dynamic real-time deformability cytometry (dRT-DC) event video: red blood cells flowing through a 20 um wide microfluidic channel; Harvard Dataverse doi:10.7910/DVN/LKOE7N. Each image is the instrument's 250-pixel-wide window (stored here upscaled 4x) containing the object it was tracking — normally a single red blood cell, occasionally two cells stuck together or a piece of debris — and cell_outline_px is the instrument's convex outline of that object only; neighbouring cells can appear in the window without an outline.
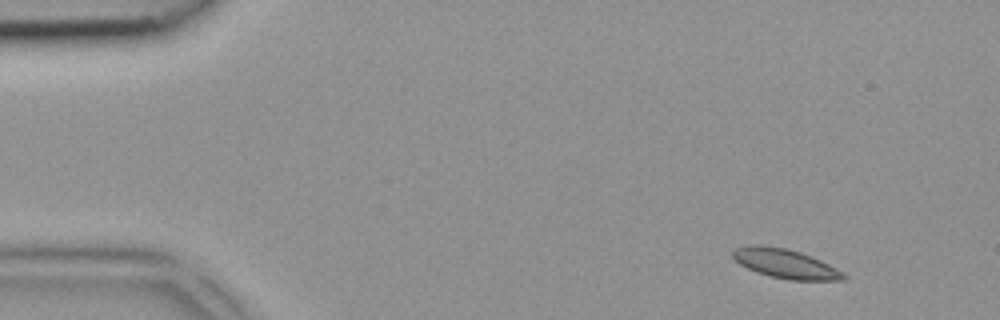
{"species": "common noctule bat (a hibernating species)", "species_latin": "Nyctalus noctula", "temperature_condition": "room temperature", "stored_images_in_passage": 4, "camera_frame_rate_fps": 3000, "um_per_image_px": 0.085, "animal": {"sex": "female", "body_mass_g": 18.4}, "frame": {"image": 1, "passage_image": 1, "time_ms": 0.0, "image_size_px": [1000, 320], "cell_outline_px": [[848, 276], [844, 280], [788, 280], [756, 272], [740, 264], [732, 256], [732, 252], [736, 248], [748, 244], [760, 244], [784, 248], [800, 252], [812, 256], [836, 268]], "centroid_in_image_um": [66.75, 22.4], "position_along_channel_um": 18.3, "area_um2": 18.84}}
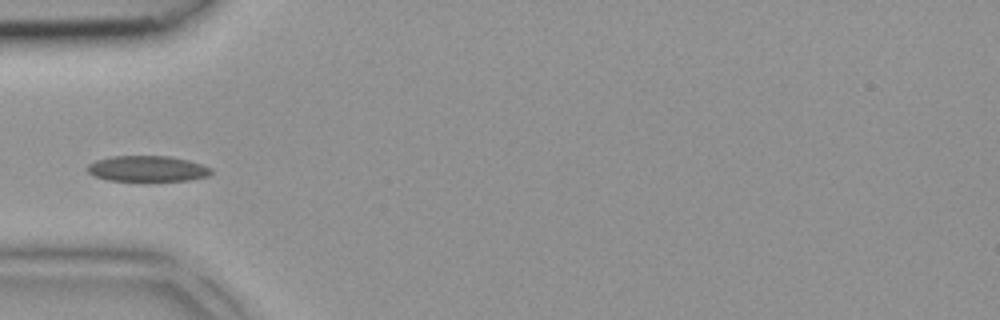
{"frame": {"image": 2, "passage_image": 3, "time_ms": 0.667, "image_size_px": [1000, 320], "cell_outline_px": [[212, 172], [208, 176], [188, 180], [148, 184], [108, 180], [96, 176], [88, 172], [88, 164], [96, 160], [112, 156], [172, 156], [188, 160], [212, 168]], "centroid_in_image_um": [12.55, 14.39], "position_along_channel_um": 72.5, "area_um2": 19.48}}